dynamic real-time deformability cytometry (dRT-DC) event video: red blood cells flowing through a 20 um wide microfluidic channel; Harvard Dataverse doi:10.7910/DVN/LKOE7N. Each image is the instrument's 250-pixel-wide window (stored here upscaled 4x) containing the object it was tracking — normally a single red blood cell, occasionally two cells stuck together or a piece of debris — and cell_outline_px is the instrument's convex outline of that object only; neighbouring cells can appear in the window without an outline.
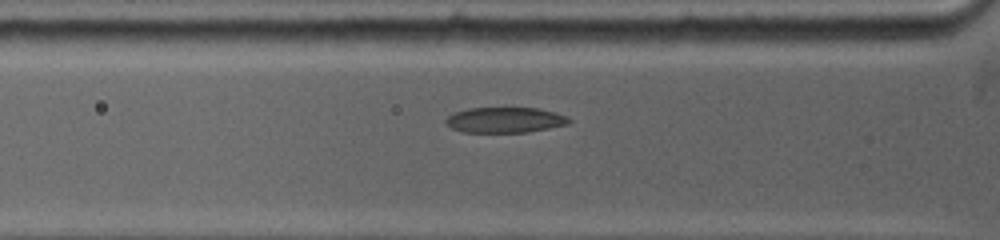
{"species": "common noctule bat (a hibernating species)", "species_latin": "Nyctalus noctula", "temperature_condition": "warm", "stored_images_in_passage": 39, "camera_frame_rate_fps": 5000, "um_per_image_px": 0.085, "animal": {"sex": "female", "body_mass_g": 19.0, "forearm_length_mm": 53.3}, "frame": {"image": 1, "passage_image": 5, "time_ms": 1.2, "image_size_px": [1000, 240], "cell_outline_px": [[572, 120], [568, 124], [528, 132], [464, 132], [452, 128], [444, 120], [448, 116], [456, 112], [468, 108], [540, 108], [556, 112], [568, 116]], "centroid_in_image_um": [42.97, 10.19], "position_along_channel_um": 82.8, "area_um2": 18.26}}
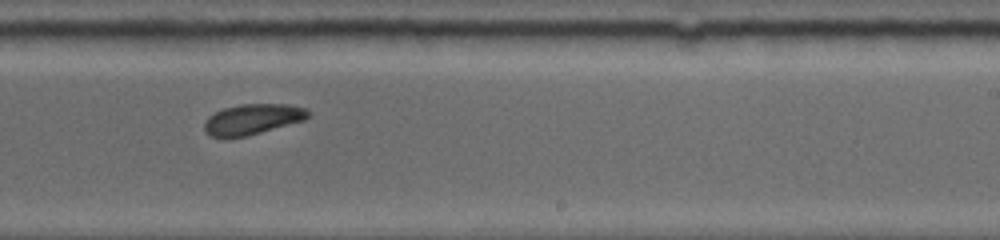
{"frame": {"image": 2, "passage_image": 22, "time_ms": 6.0, "image_size_px": [1000, 240], "cell_outline_px": [[312, 116], [304, 120], [248, 136], [212, 136], [204, 132], [204, 124], [208, 116], [224, 108], [240, 104], [288, 104], [308, 108], [312, 112]], "centroid_in_image_um": [21.54, 10.11], "position_along_channel_um": 267.5, "area_um2": 18.5}}
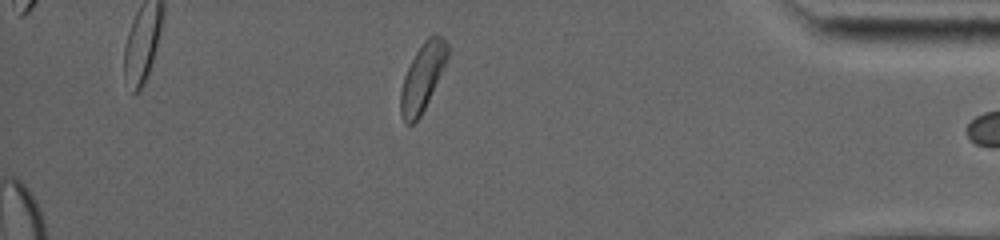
{"frame": {"image": 3, "passage_image": 38, "time_ms": 10.4, "image_size_px": [1000, 240], "cell_outline_px": [[448, 56], [444, 68], [420, 116], [412, 124], [404, 124], [400, 112], [400, 92], [404, 76], [416, 52], [424, 40], [428, 36], [436, 32], [448, 44]], "centroid_in_image_um": [35.91, 6.55], "position_along_channel_um": 399.3, "area_um2": 18.26}, "authors_computed_cell_mechanics": {"area_um2": 18.9006, "velocity_mm_per_s": 3.8566, "shape_relaxation_time_tau1_ms": 3.4432, "shape_relaxation_time_tau2_ms": null, "deformation_change_tau1": 0.114, "deformation_change_tau2": null}}